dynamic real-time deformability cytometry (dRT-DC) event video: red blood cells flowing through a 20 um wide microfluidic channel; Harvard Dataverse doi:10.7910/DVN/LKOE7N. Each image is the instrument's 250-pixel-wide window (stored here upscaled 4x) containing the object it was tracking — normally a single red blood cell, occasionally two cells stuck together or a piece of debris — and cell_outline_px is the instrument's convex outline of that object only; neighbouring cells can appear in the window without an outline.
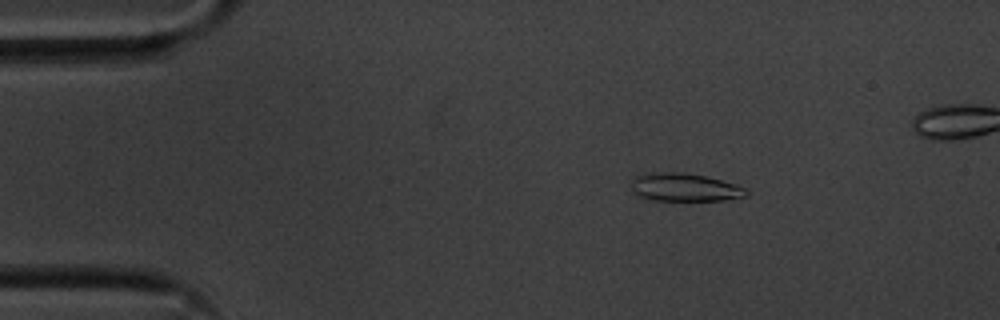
{"species": "common noctule bat (a hibernating species)", "species_latin": "Nyctalus noctula", "temperature_condition": "cold", "stored_images_in_passage": 52, "segment_of_instrument_passage": [1, 2], "camera_frame_rate_fps": 3000, "um_per_image_px": 0.085, "animal": {"sex": "male", "body_mass_g": 20.1, "forearm_length_mm": 53.5}, "frame": {"image": 1, "passage_image": 9, "time_ms": 2.667, "image_size_px": [1000, 320], "cell_outline_px": [[748, 196], [724, 200], [652, 200], [640, 196], [632, 192], [632, 176], [652, 172], [684, 172], [704, 176], [720, 180], [748, 188]], "centroid_in_image_um": [58.18, 15.92], "position_along_channel_um": 26.8, "area_um2": 18.9}}
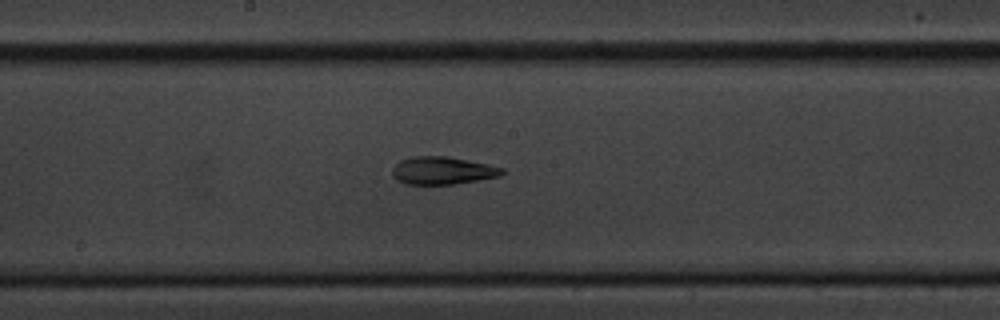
{"frame": {"image": 2, "passage_image": 29, "time_ms": 9.333, "image_size_px": [1000, 320], "cell_outline_px": [[504, 172], [500, 176], [456, 184], [404, 184], [396, 180], [392, 176], [392, 168], [400, 160], [412, 156], [448, 156], [488, 164], [504, 168]], "centroid_in_image_um": [37.59, 14.5], "position_along_channel_um": 210.6, "area_um2": 17.86}}
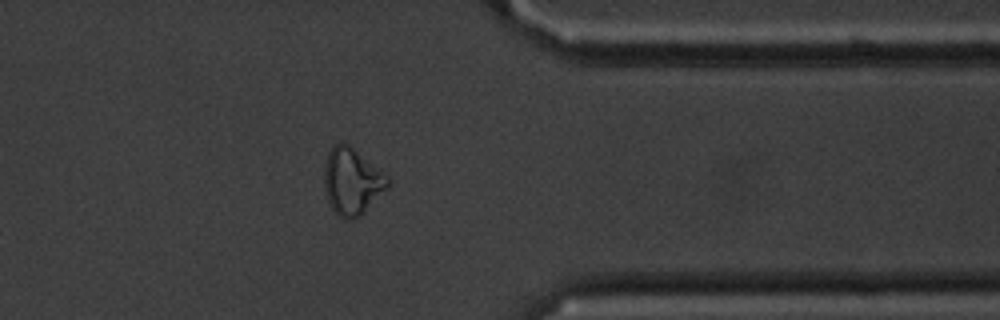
{"frame": {"image": 3, "passage_image": 44, "time_ms": 14.333, "image_size_px": [1000, 320], "cell_outline_px": [[388, 188], [364, 212], [348, 220], [344, 220], [336, 216], [328, 200], [324, 188], [324, 164], [328, 152], [336, 144], [344, 140], [388, 176]], "centroid_in_image_um": [29.89, 15.41], "position_along_channel_um": 381.5, "area_um2": 24.68}}